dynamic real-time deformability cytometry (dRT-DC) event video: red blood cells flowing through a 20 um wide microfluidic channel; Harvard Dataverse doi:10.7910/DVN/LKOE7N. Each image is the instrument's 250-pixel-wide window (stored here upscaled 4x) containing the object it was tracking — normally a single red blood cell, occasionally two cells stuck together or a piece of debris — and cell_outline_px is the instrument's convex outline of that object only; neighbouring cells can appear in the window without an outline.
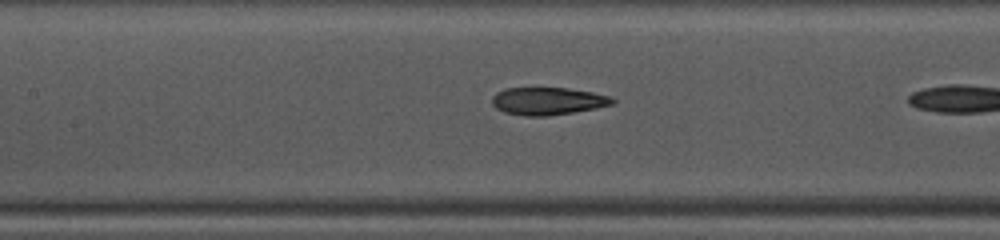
{"species": "common noctule bat (a hibernating species)", "species_latin": "Nyctalus noctula", "temperature_condition": "warm", "stored_images_in_passage": 26, "camera_frame_rate_fps": 3000, "um_per_image_px": 0.085, "animal": {"sex": "female", "body_mass_g": 10.0, "forearm_length_mm": 53.1}, "frame": {"image": 1, "passage_image": 9, "time_ms": 2.667, "image_size_px": [1000, 240], "cell_outline_px": [[616, 100], [612, 104], [596, 108], [548, 116], [524, 116], [504, 112], [496, 108], [492, 104], [492, 96], [496, 92], [504, 88], [568, 88], [592, 92], [608, 96]], "centroid_in_image_um": [46.52, 8.59], "position_along_channel_um": 160.9, "area_um2": 19.31}}
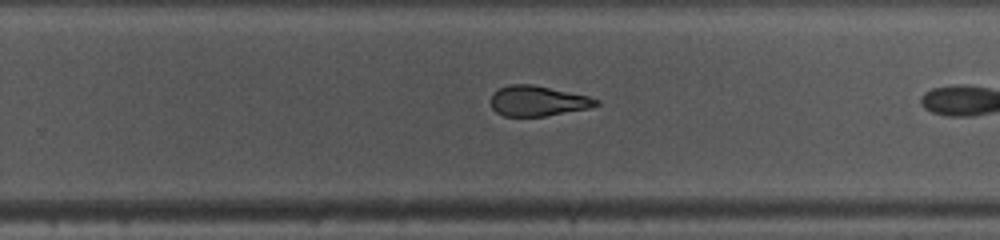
{"frame": {"image": 2, "passage_image": 18, "time_ms": 5.667, "image_size_px": [1000, 240], "cell_outline_px": [[600, 104], [588, 108], [544, 116], [504, 116], [496, 112], [492, 108], [492, 92], [508, 84], [532, 84], [588, 96], [600, 100]], "centroid_in_image_um": [45.7, 8.57], "position_along_channel_um": 284.1, "area_um2": 18.44}}
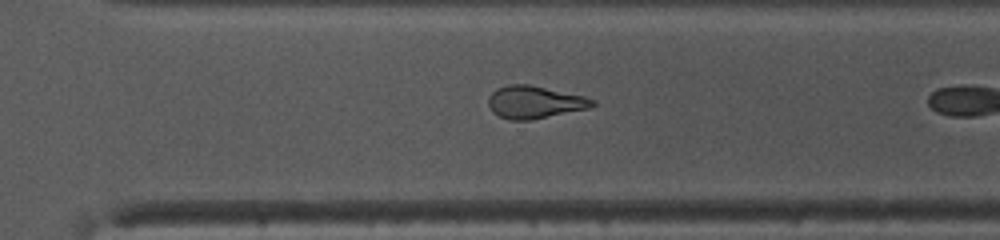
{"frame": {"image": 3, "passage_image": 21, "time_ms": 6.667, "image_size_px": [1000, 240], "cell_outline_px": [[596, 104], [588, 108], [532, 120], [508, 120], [492, 112], [488, 104], [488, 96], [496, 88], [508, 84], [528, 84], [584, 96], [596, 100]], "centroid_in_image_um": [45.41, 8.68], "position_along_channel_um": 325.2, "area_um2": 19.77}}